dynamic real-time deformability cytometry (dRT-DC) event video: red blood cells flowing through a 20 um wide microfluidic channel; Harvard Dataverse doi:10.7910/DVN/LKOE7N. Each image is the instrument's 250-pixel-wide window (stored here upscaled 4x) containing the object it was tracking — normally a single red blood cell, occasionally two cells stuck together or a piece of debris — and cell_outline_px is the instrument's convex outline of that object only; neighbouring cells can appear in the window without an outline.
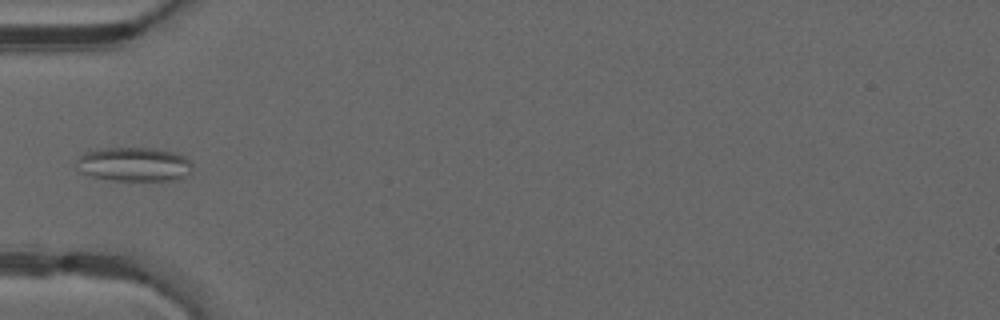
{"species": "common noctule bat (a hibernating species)", "species_latin": "Nyctalus noctula", "temperature_condition": "warm", "stored_images_in_passage": 34, "camera_frame_rate_fps": 3000, "um_per_image_px": 0.085, "animal": {"sex": "male", "forearm_length_mm": 52.5}, "frame": {"image": 1, "passage_image": 1, "time_ms": 0.0, "image_size_px": [1000, 320], "cell_outline_px": [[192, 172], [188, 176], [172, 180], [112, 180], [92, 176], [80, 172], [76, 168], [76, 160], [84, 152], [100, 148], [156, 148], [176, 152], [184, 156], [192, 164]], "centroid_in_image_um": [11.4, 13.96], "position_along_channel_um": 73.6, "area_um2": 23.29}}
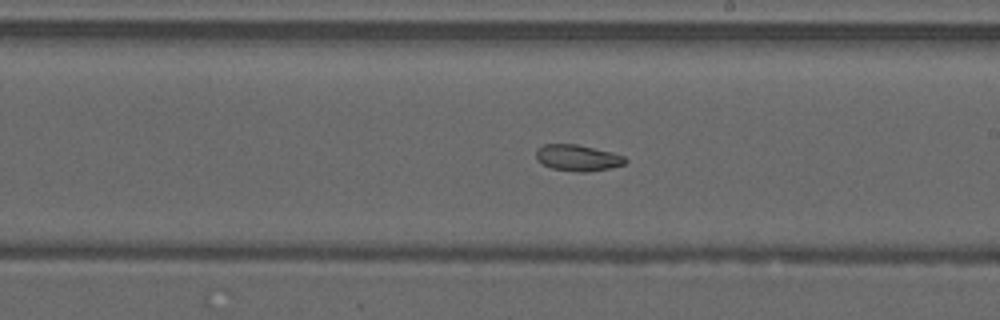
{"frame": {"image": 2, "passage_image": 13, "time_ms": 4.0, "image_size_px": [1000, 320], "cell_outline_px": [[628, 160], [624, 164], [608, 168], [588, 172], [580, 172], [552, 168], [536, 160], [536, 152], [544, 144], [576, 144], [612, 152], [624, 156]], "centroid_in_image_um": [49.12, 13.41], "position_along_channel_um": 239.9, "area_um2": 13.47}}
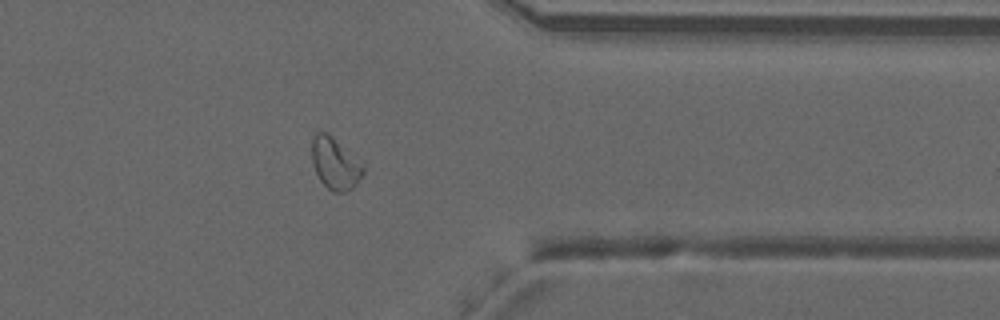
{"frame": {"image": 3, "passage_image": 24, "time_ms": 7.667, "image_size_px": [1000, 320], "cell_outline_px": [[364, 172], [356, 184], [352, 188], [344, 192], [332, 192], [320, 180], [312, 164], [312, 136], [316, 132], [328, 132], [364, 168]], "centroid_in_image_um": [28.43, 13.9], "position_along_channel_um": 383.0, "area_um2": 15.03}}